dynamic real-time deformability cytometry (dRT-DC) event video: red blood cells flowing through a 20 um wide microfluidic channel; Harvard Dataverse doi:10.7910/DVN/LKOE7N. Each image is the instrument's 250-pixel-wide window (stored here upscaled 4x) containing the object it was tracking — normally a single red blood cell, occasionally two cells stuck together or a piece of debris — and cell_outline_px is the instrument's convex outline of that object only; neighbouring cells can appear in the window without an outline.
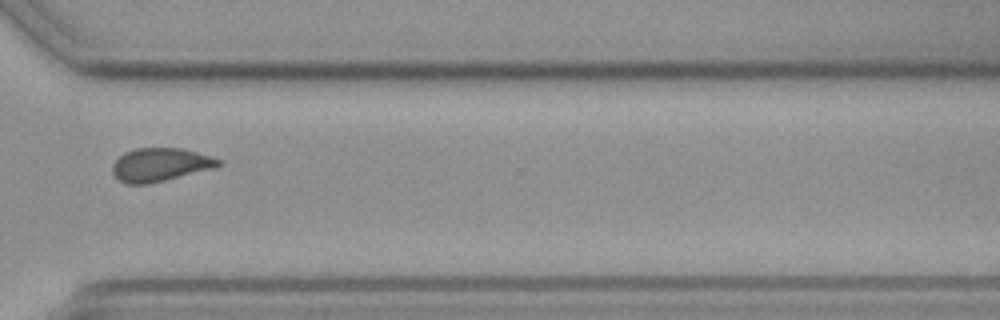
{"species": "common noctule bat (a hibernating species)", "species_latin": "Nyctalus noctula", "temperature_condition": "cold", "stored_images_in_passage": 15, "camera_frame_rate_fps": 3000, "um_per_image_px": 0.085, "animal": {"sex": "female", "body_mass_g": 19.3, "forearm_length_mm": 54.1}, "frame": {"image": 1, "passage_image": 11, "time_ms": 12.333, "image_size_px": [1000, 320], "cell_outline_px": [[220, 164], [216, 168], [148, 184], [128, 184], [120, 180], [112, 172], [112, 164], [124, 152], [136, 148], [180, 148], [196, 152], [220, 160]], "centroid_in_image_um": [13.6, 14.0], "position_along_channel_um": 357.0, "area_um2": 20.4}}
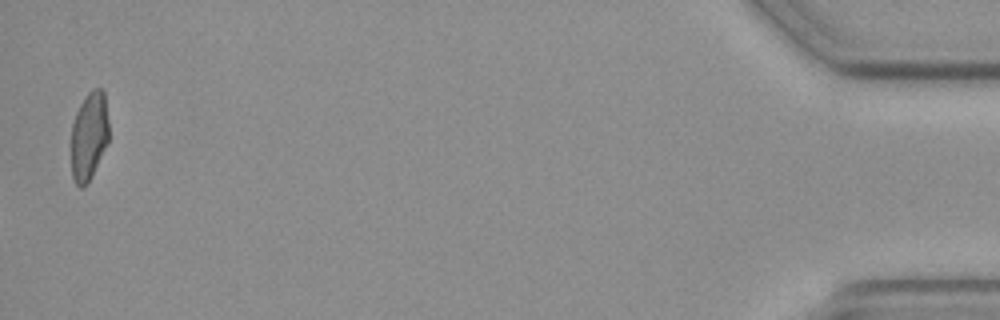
{"frame": {"image": 2, "passage_image": 15, "time_ms": 17.0, "image_size_px": [1000, 320], "cell_outline_px": [[108, 144], [92, 176], [80, 188], [76, 184], [72, 176], [72, 124], [76, 112], [84, 96], [92, 88], [100, 88], [104, 92], [108, 120]], "centroid_in_image_um": [7.58, 11.53], "position_along_channel_um": 427.6, "area_um2": 19.36}, "authors_computed_cell_mechanics": {"area_um2": 21.4438, "velocity_mm_per_s": 3.608, "shape_relaxation_time_tau1_ms": null, "shape_relaxation_time_tau2_ms": 6.7853, "deformation_change_tau1": null, "deformation_change_tau2": 0.1116}}